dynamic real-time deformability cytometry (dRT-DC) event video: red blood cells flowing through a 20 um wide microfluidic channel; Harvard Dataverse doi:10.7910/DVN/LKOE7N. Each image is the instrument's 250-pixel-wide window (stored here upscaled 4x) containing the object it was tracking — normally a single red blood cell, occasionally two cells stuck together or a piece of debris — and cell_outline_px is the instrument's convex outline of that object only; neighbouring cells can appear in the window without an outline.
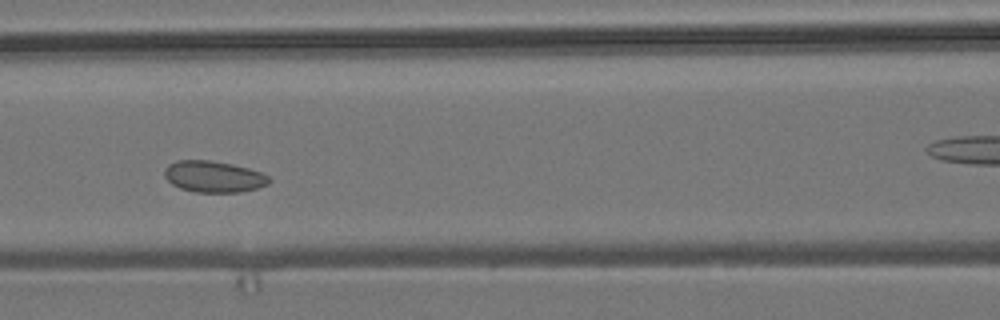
{"species": "common noctule bat (a hibernating species)", "species_latin": "Nyctalus noctula", "temperature_condition": "room temperature", "stored_images_in_passage": 9, "camera_frame_rate_fps": 3000, "um_per_image_px": 0.085, "animal": {"sex": "male", "body_mass_g": 19.2, "forearm_length_mm": 51.8}, "frame": {"image": 1, "passage_image": 4, "time_ms": 1.0, "image_size_px": [1000, 320], "cell_outline_px": [[272, 180], [268, 184], [256, 188], [240, 192], [196, 192], [180, 188], [172, 184], [164, 176], [164, 168], [168, 164], [176, 160], [208, 160], [232, 164], [248, 168], [260, 172], [268, 176]], "centroid_in_image_um": [18.14, 15.01], "position_along_channel_um": 148.5, "area_um2": 19.13}}
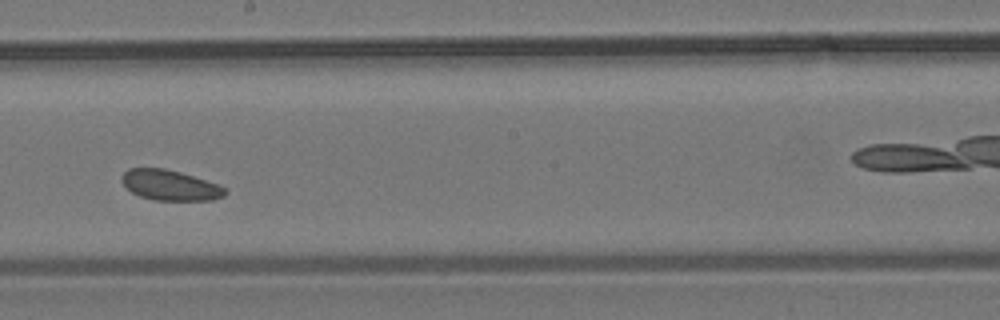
{"frame": {"image": 2, "passage_image": 6, "time_ms": 1.667, "image_size_px": [1000, 320], "cell_outline_px": [[228, 192], [224, 196], [212, 200], [152, 200], [140, 196], [132, 192], [120, 180], [120, 176], [128, 168], [164, 168], [180, 172], [220, 184]], "centroid_in_image_um": [14.46, 15.74], "position_along_channel_um": 233.7, "area_um2": 18.38}}
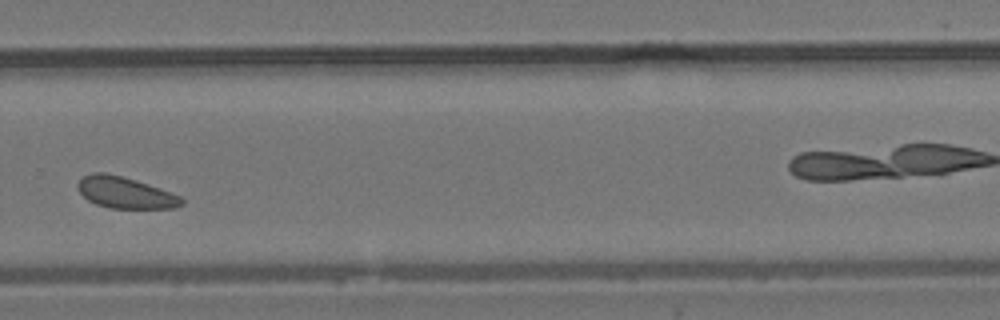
{"frame": {"image": 3, "passage_image": 8, "time_ms": 2.333, "image_size_px": [1000, 320], "cell_outline_px": [[184, 204], [176, 208], [108, 208], [96, 204], [88, 200], [76, 188], [76, 184], [84, 176], [92, 172], [104, 172], [136, 180], [148, 184], [180, 196], [184, 200]], "centroid_in_image_um": [10.63, 16.38], "position_along_channel_um": 319.2, "area_um2": 18.96}}